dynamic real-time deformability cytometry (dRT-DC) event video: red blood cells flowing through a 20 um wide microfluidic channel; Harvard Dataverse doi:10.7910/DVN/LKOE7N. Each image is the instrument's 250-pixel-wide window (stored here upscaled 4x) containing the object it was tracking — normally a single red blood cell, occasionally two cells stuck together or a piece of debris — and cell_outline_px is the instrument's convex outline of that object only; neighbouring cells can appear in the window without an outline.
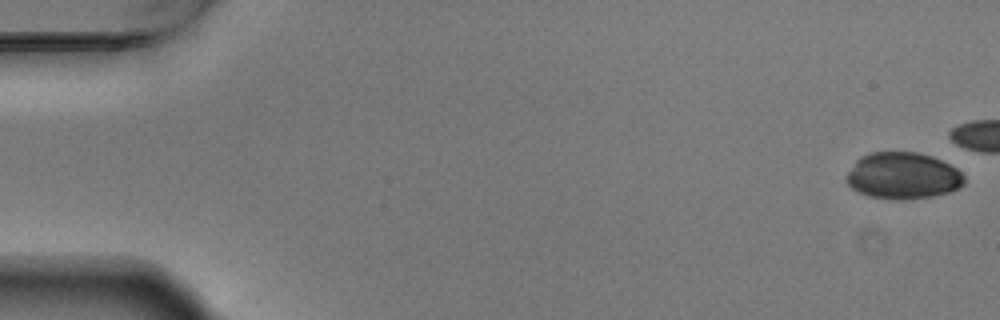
{"species": "Egyptian fruit bat (a non-hibernating species)", "species_latin": "Rousettus aegyptiacus", "temperature_condition": "warm", "stored_images_in_passage": 10, "camera_frame_rate_fps": 3000, "um_per_image_px": 0.085, "animal": {"sex": "male"}, "frame": {"image": 1, "passage_image": 1, "time_ms": 0.0, "image_size_px": [1000, 320], "cell_outline_px": [[964, 184], [960, 188], [948, 192], [932, 196], [904, 200], [892, 200], [868, 196], [852, 188], [844, 180], [844, 176], [856, 160], [860, 156], [872, 152], [916, 152], [932, 156], [956, 168], [964, 176]], "centroid_in_image_um": [76.71, 14.95], "position_along_channel_um": 8.3, "area_um2": 32.19}}